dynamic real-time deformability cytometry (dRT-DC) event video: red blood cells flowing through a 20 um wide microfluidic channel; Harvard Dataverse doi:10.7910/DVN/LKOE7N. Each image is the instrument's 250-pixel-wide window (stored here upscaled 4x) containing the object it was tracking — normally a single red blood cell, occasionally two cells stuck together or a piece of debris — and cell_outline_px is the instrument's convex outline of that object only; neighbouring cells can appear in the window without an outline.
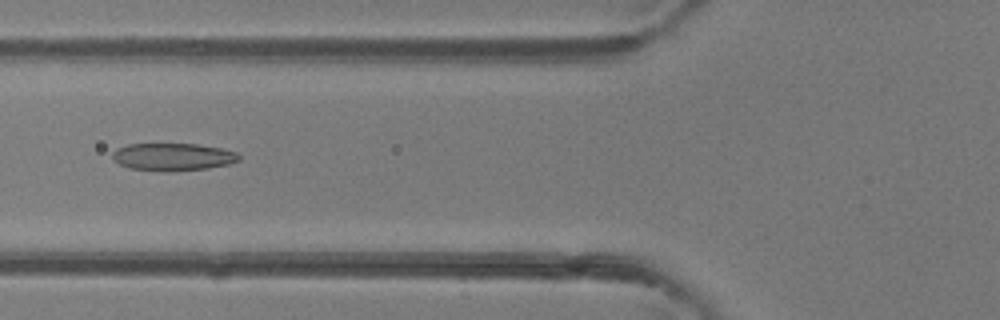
{"species": "common noctule bat (a hibernating species)", "species_latin": "Nyctalus noctula", "temperature_condition": "room temperature", "stored_images_in_passage": 40, "camera_frame_rate_fps": 3000, "um_per_image_px": 0.085, "animal": {"sex": "female"}, "frame": {"image": 1, "passage_image": 11, "time_ms": 3.333, "image_size_px": [1000, 320], "cell_outline_px": [[240, 160], [228, 164], [208, 168], [172, 172], [128, 168], [112, 160], [112, 152], [116, 148], [128, 144], [200, 144], [220, 148], [236, 152], [240, 156]], "centroid_in_image_um": [14.67, 13.33], "position_along_channel_um": 111.1, "area_um2": 20.46}}
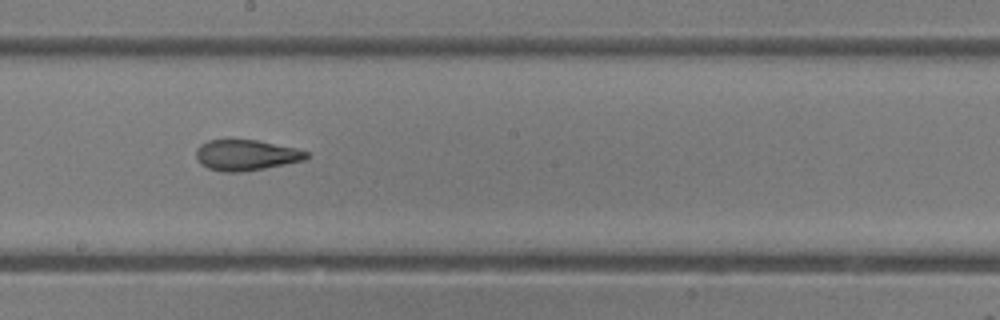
{"frame": {"image": 2, "passage_image": 19, "time_ms": 6.0, "image_size_px": [1000, 320], "cell_outline_px": [[308, 156], [304, 160], [264, 168], [240, 172], [224, 172], [208, 168], [200, 164], [196, 156], [196, 148], [200, 144], [208, 140], [256, 140], [296, 148], [308, 152]], "centroid_in_image_um": [20.88, 13.18], "position_along_channel_um": 227.3, "area_um2": 19.59}}
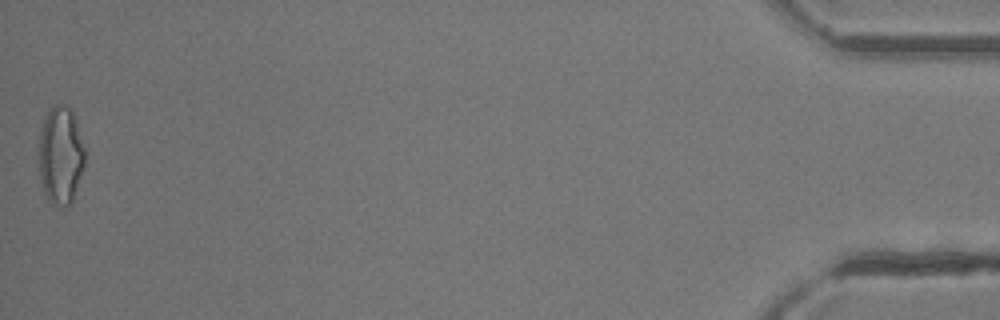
{"frame": {"image": 3, "passage_image": 40, "time_ms": 13.0, "image_size_px": [1000, 320], "cell_outline_px": [[84, 164], [72, 200], [64, 208], [60, 208], [52, 204], [48, 200], [44, 192], [40, 176], [40, 132], [48, 108], [52, 104], [64, 104], [72, 112], [76, 120], [84, 148]], "centroid_in_image_um": [5.14, 13.19], "position_along_channel_um": 430.1, "area_um2": 25.95}, "authors_computed_cell_mechanics": {"area_um2": 20.6924, "velocity_mm_per_s": 4.3381, "shape_relaxation_time_tau1_ms": null, "shape_relaxation_time_tau2_ms": 2.1459, "deformation_change_tau1": null, "deformation_change_tau2": 0.0934}}